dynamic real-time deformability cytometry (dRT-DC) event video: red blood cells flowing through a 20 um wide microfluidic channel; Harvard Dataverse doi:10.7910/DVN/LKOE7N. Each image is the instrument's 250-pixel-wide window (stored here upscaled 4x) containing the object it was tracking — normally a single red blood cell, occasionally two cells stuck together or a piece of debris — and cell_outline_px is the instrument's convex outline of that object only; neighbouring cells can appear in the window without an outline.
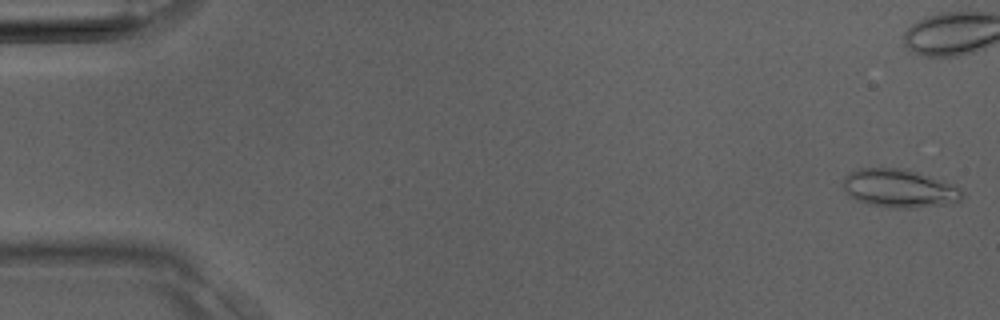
{"species": "Egyptian fruit bat (a non-hibernating species)", "species_latin": "Rousettus aegyptiacus", "temperature_condition": "room temperature", "stored_images_in_passage": 22, "camera_frame_rate_fps": 3000, "um_per_image_px": 0.085, "animal": {"sex": "male"}, "frame": {"image": 1, "passage_image": 1, "time_ms": 0.0, "image_size_px": [1000, 320], "cell_outline_px": [[964, 196], [960, 200], [944, 204], [912, 208], [892, 208], [868, 204], [856, 200], [848, 196], [844, 188], [844, 176], [848, 172], [856, 168], [904, 168], [956, 184], [964, 192]], "centroid_in_image_um": [76.43, 16.0], "position_along_channel_um": 8.6, "area_um2": 26.88}}